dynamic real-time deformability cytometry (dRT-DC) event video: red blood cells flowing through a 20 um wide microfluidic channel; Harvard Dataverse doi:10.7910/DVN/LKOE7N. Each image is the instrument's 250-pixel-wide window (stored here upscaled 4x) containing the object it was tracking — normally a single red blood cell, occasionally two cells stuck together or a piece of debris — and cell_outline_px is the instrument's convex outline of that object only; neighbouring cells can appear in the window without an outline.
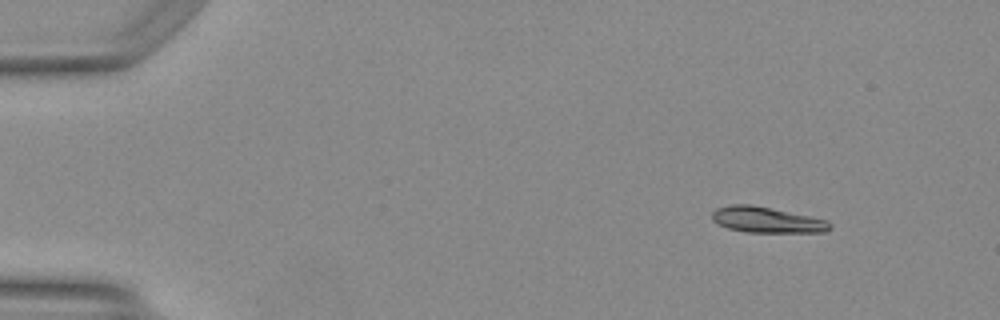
{"species": "Egyptian fruit bat (a non-hibernating species)", "species_latin": "Rousettus aegyptiacus", "temperature_condition": "warm", "stored_images_in_passage": 9, "camera_frame_rate_fps": 3000, "um_per_image_px": 0.085, "animal": {"sex": "female"}, "frame": {"image": 1, "passage_image": 3, "time_ms": 0.667, "image_size_px": [1000, 320], "cell_outline_px": [[832, 228], [824, 232], [748, 232], [728, 228], [712, 220], [712, 212], [716, 208], [732, 204], [752, 204], [828, 220], [832, 224]], "centroid_in_image_um": [65.19, 18.68], "position_along_channel_um": 19.8, "area_um2": 17.63}}